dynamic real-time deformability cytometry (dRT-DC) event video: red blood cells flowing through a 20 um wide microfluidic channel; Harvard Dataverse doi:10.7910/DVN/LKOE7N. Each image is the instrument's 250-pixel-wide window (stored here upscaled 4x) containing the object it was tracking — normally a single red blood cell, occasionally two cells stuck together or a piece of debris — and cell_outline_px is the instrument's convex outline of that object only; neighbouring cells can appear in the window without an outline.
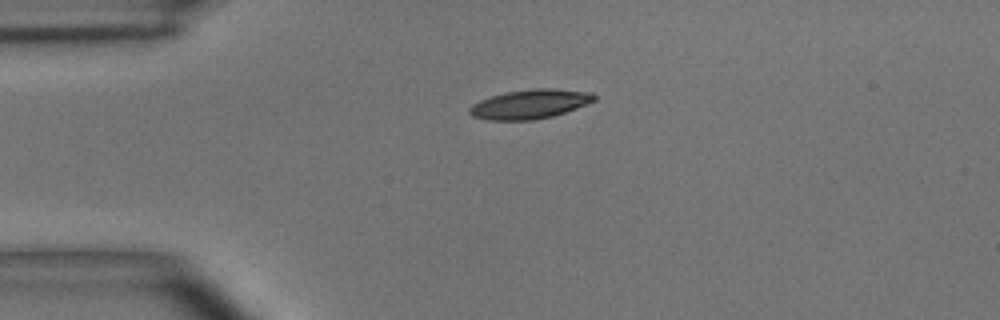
{"species": "common noctule bat (a hibernating species)", "species_latin": "Nyctalus noctula", "temperature_condition": "room temperature", "stored_images_in_passage": 5, "camera_frame_rate_fps": 3000, "um_per_image_px": 0.085, "animal": {"sex": "male", "body_mass_g": 15.6}, "frame": {"image": 1, "passage_image": 1, "time_ms": 0.0, "image_size_px": [1000, 320], "cell_outline_px": [[596, 100], [588, 104], [552, 116], [532, 120], [488, 120], [472, 116], [468, 112], [468, 108], [472, 104], [480, 100], [504, 92], [532, 88], [552, 88], [592, 92], [596, 96]], "centroid_in_image_um": [45.04, 8.84], "position_along_channel_um": 40.0, "area_um2": 21.39}}
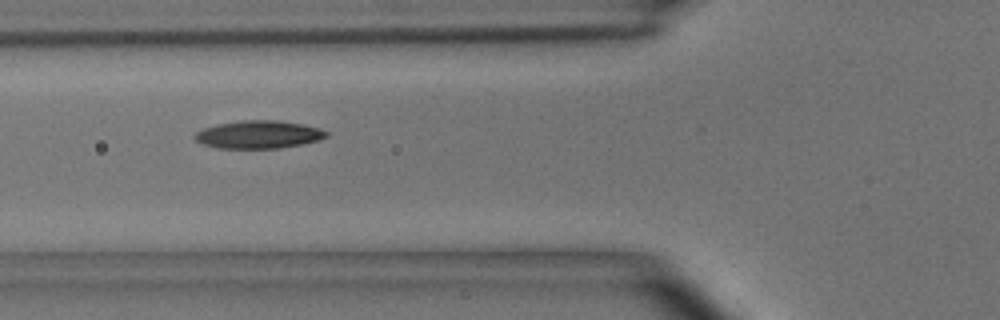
{"frame": {"image": 2, "passage_image": 3, "time_ms": 2.333, "image_size_px": [1000, 320], "cell_outline_px": [[328, 136], [320, 140], [304, 144], [276, 148], [216, 148], [204, 144], [196, 140], [192, 136], [196, 132], [204, 128], [220, 124], [240, 120], [276, 120], [300, 124], [320, 128], [328, 132]], "centroid_in_image_um": [22.0, 11.44], "position_along_channel_um": 103.8, "area_um2": 21.27}}